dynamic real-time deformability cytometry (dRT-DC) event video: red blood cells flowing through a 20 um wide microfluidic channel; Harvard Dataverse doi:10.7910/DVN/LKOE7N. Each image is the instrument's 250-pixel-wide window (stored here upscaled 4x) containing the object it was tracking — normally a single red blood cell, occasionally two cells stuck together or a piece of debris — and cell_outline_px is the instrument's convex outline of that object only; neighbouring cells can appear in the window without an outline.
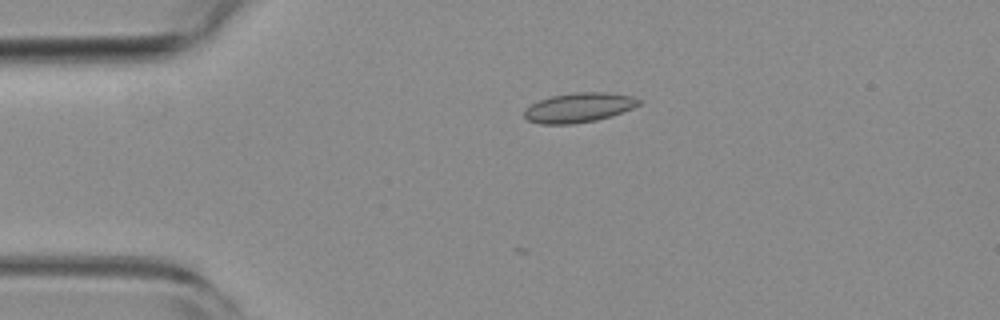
{"species": "common noctule bat (a hibernating species)", "species_latin": "Nyctalus noctula", "temperature_condition": "room temperature", "stored_images_in_passage": 2, "camera_frame_rate_fps": 3000, "um_per_image_px": 0.085, "animal": {"sex": "female", "body_mass_g": 19.3, "forearm_length_mm": 54.1}, "frame": {"image": 1, "passage_image": 2, "time_ms": 0.333, "image_size_px": [1000, 320], "cell_outline_px": [[640, 104], [632, 108], [612, 116], [596, 120], [572, 124], [540, 124], [528, 120], [524, 116], [524, 112], [532, 104], [540, 100], [552, 96], [576, 92], [604, 92], [632, 96], [640, 100]], "centroid_in_image_um": [49.21, 9.15], "position_along_channel_um": 35.8, "area_um2": 19.54}}